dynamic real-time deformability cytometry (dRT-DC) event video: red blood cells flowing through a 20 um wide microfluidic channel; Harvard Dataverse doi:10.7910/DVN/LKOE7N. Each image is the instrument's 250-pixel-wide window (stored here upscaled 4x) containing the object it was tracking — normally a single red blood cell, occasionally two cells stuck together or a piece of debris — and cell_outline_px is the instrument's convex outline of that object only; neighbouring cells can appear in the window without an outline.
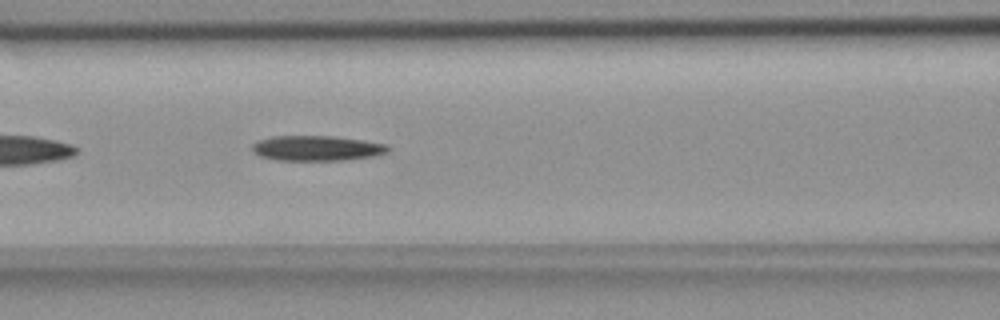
{"species": "common noctule bat (a hibernating species)", "species_latin": "Nyctalus noctula", "temperature_condition": "room temperature", "stored_images_in_passage": 32, "camera_frame_rate_fps": 3000, "um_per_image_px": 0.085, "animal": {"sex": "female", "body_mass_g": 18.4}, "frame": {"image": 1, "passage_image": 8, "time_ms": 2.333, "image_size_px": [1000, 320], "cell_outline_px": [[388, 152], [376, 156], [344, 160], [276, 160], [260, 156], [252, 152], [252, 144], [256, 140], [272, 136], [332, 136], [388, 144]], "centroid_in_image_um": [26.89, 12.6], "position_along_channel_um": 139.7, "area_um2": 20.0}}
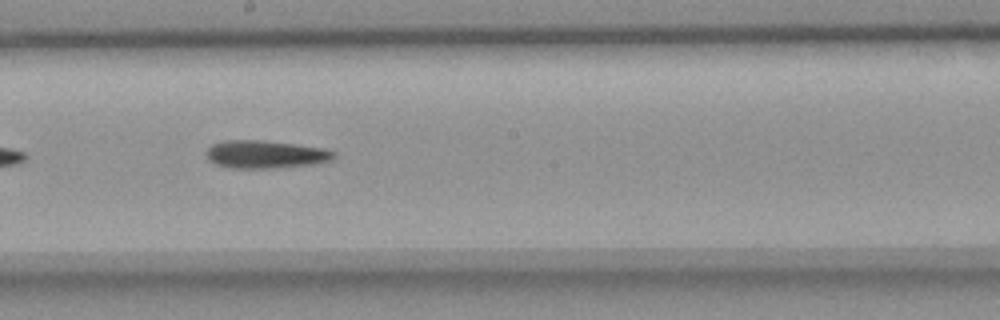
{"frame": {"image": 2, "passage_image": 15, "time_ms": 4.667, "image_size_px": [1000, 320], "cell_outline_px": [[336, 156], [332, 160], [320, 164], [272, 168], [232, 168], [216, 164], [208, 160], [208, 148], [212, 144], [224, 140], [260, 140], [324, 148], [336, 152]], "centroid_in_image_um": [22.62, 13.13], "position_along_channel_um": 225.6, "area_um2": 20.75}}
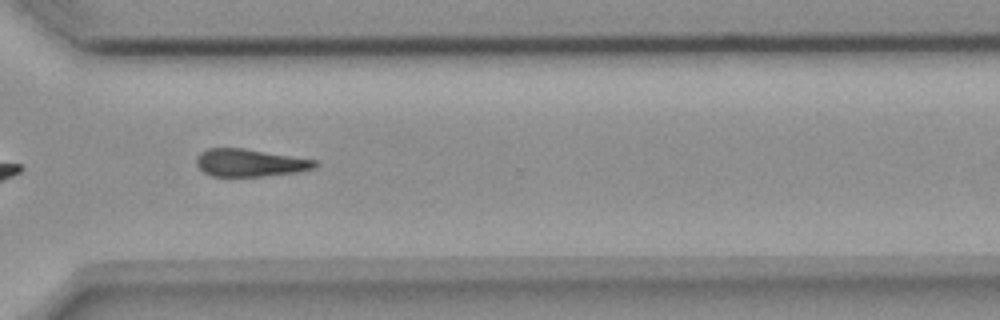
{"frame": {"image": 3, "passage_image": 25, "time_ms": 8.0, "image_size_px": [1000, 320], "cell_outline_px": [[320, 164], [316, 168], [296, 172], [264, 176], [212, 176], [204, 172], [196, 164], [196, 156], [200, 152], [208, 148], [244, 148], [316, 160]], "centroid_in_image_um": [21.25, 13.83], "position_along_channel_um": 349.4, "area_um2": 19.07}, "authors_computed_cell_mechanics": {"area_um2": 19.941, "velocity_mm_per_s": 3.7093, "shape_relaxation_time_tau1_ms": 7.7045, "shape_relaxation_time_tau2_ms": null, "deformation_change_tau1": 0.2065, "deformation_change_tau2": null}}